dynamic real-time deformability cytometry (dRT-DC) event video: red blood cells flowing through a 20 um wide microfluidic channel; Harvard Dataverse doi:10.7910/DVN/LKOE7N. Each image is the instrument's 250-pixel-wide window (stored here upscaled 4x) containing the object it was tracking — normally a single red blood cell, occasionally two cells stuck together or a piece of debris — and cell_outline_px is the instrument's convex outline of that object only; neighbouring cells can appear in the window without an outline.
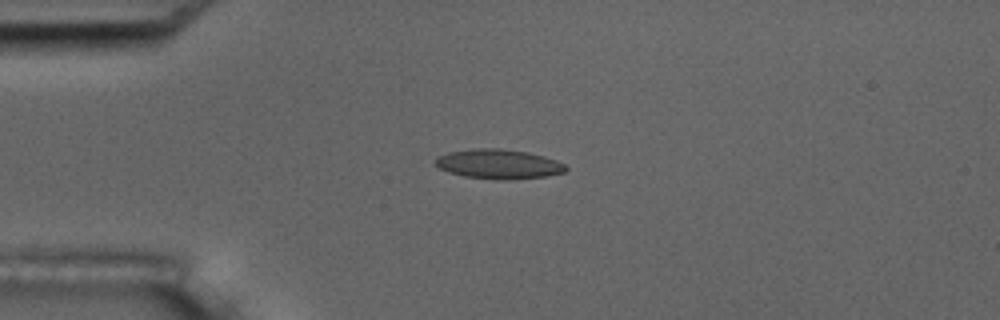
{"species": "common noctule bat (a hibernating species)", "species_latin": "Nyctalus noctula", "temperature_condition": "room temperature", "stored_images_in_passage": 4, "camera_frame_rate_fps": 3000, "um_per_image_px": 0.085, "animal": {"sex": "male", "body_mass_g": 17.5, "forearm_length_mm": 52.3}, "frame": {"image": 1, "passage_image": 4, "time_ms": 3.667, "image_size_px": [1000, 320], "cell_outline_px": [[568, 168], [564, 172], [544, 176], [512, 180], [496, 180], [464, 176], [448, 172], [432, 164], [436, 156], [448, 152], [476, 148], [500, 148], [528, 152], [544, 156], [556, 160], [564, 164]], "centroid_in_image_um": [42.33, 13.94], "position_along_channel_um": 42.7, "area_um2": 22.72}}